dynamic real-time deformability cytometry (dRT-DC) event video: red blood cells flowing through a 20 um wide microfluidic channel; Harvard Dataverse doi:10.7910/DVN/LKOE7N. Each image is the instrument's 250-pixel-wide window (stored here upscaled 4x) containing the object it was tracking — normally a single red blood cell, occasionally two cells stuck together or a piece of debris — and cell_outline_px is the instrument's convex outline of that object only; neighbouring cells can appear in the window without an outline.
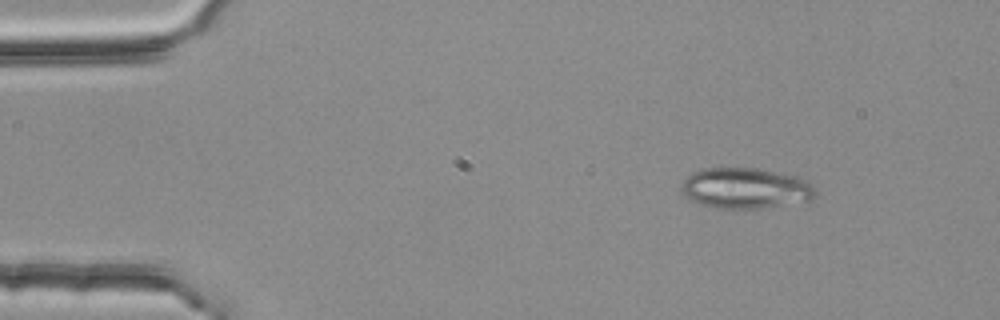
{"species": "common noctule bat (a hibernating species)", "species_latin": "Nyctalus noctula", "temperature_condition": "room temperature", "stored_images_in_passage": 48, "camera_frame_rate_fps": 3000, "um_per_image_px": 0.085, "animal": {"sex": "female", "body_mass_g": 25.1}, "frame": {"image": 1, "passage_image": 1, "time_ms": 0.0, "image_size_px": [1000, 320], "cell_outline_px": [[816, 196], [808, 200], [760, 208], [716, 208], [704, 204], [688, 196], [680, 188], [680, 184], [692, 172], [704, 168], [752, 168], [796, 176], [808, 180], [812, 184], [816, 192]], "centroid_in_image_um": [63.38, 15.98], "position_along_channel_um": 21.6, "area_um2": 31.15}}
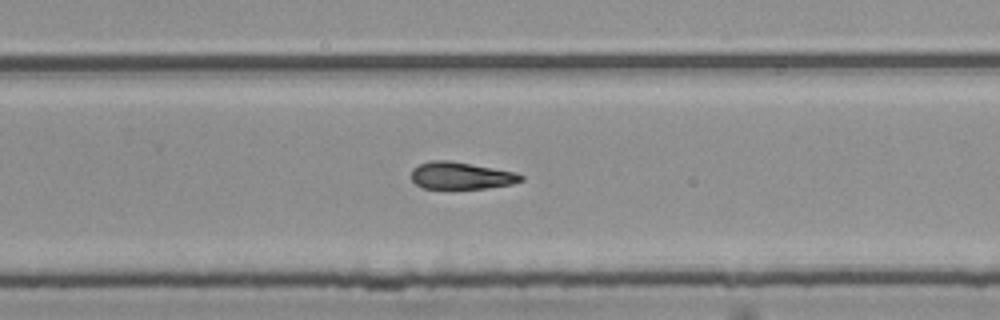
{"frame": {"image": 2, "passage_image": 29, "time_ms": 9.333, "image_size_px": [1000, 320], "cell_outline_px": [[524, 180], [512, 184], [488, 188], [424, 188], [416, 184], [408, 176], [412, 168], [420, 164], [432, 160], [448, 160], [516, 172], [524, 176]], "centroid_in_image_um": [39.17, 14.93], "position_along_channel_um": 290.6, "area_um2": 17.4}}
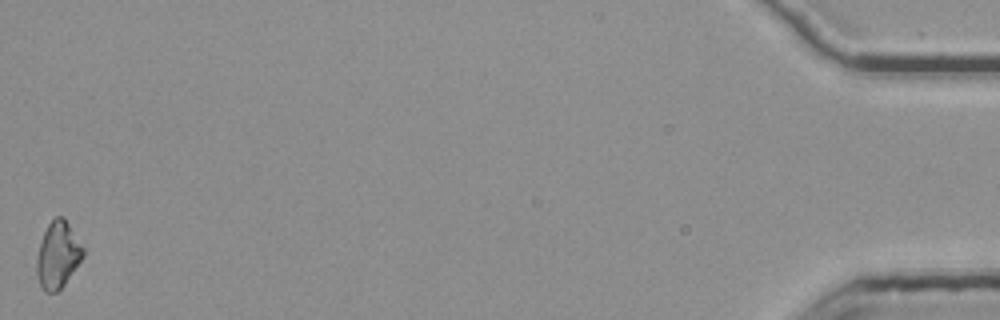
{"frame": {"image": 3, "passage_image": 48, "time_ms": 15.667, "image_size_px": [1000, 320], "cell_outline_px": [[88, 248], [84, 256], [64, 284], [56, 292], [44, 292], [40, 284], [36, 272], [36, 260], [40, 244], [44, 232], [48, 224], [56, 216], [64, 216]], "centroid_in_image_um": [4.97, 21.62], "position_along_channel_um": 430.2, "area_um2": 18.44}}